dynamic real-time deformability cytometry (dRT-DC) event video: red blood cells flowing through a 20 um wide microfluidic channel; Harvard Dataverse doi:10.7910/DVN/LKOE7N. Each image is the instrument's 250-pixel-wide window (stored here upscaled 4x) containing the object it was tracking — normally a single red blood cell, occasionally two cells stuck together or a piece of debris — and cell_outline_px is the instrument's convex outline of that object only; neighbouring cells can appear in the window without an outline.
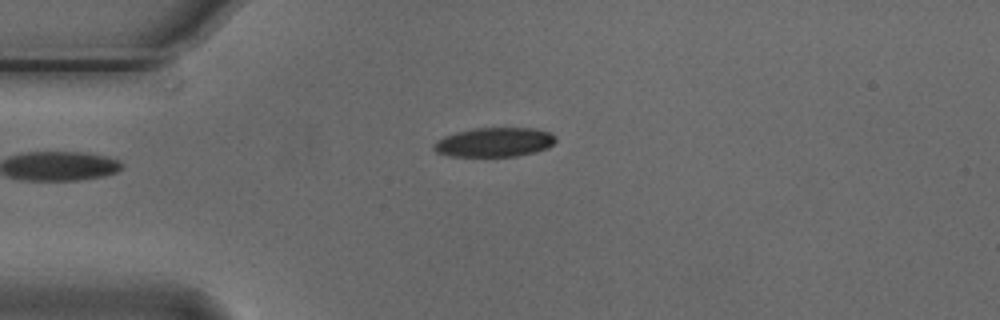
{"species": "Egyptian fruit bat (a non-hibernating species)", "species_latin": "Rousettus aegyptiacus", "temperature_condition": "cold", "stored_images_in_passage": 33, "camera_frame_rate_fps": 3000, "um_per_image_px": 0.085, "animal": {"sex": "male"}, "frame": {"image": 1, "passage_image": 1, "time_ms": 0.0, "image_size_px": [1000, 320], "cell_outline_px": [[556, 140], [548, 148], [536, 152], [516, 156], [448, 156], [436, 152], [432, 148], [432, 144], [436, 140], [444, 136], [456, 132], [476, 128], [536, 128], [548, 132], [556, 136]], "centroid_in_image_um": [42.0, 12.09], "position_along_channel_um": 43.0, "area_um2": 20.92}}
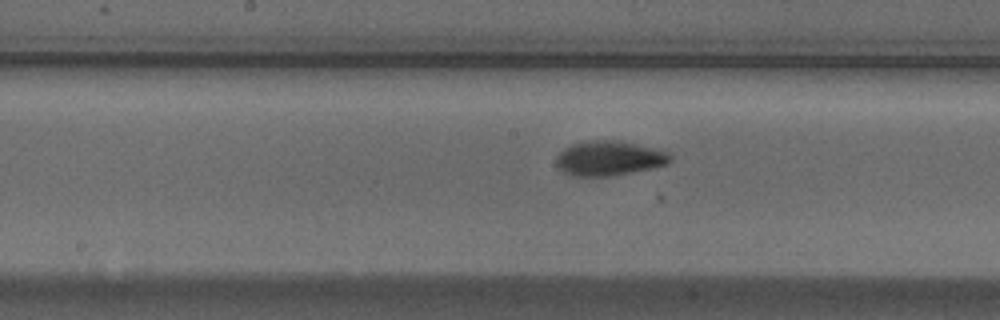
{"frame": {"image": 2, "passage_image": 15, "time_ms": 4.667, "image_size_px": [1000, 320], "cell_outline_px": [[672, 160], [668, 164], [652, 168], [632, 172], [608, 176], [572, 176], [564, 172], [556, 164], [556, 156], [564, 148], [572, 144], [592, 140], [612, 140], [652, 148], [668, 152], [672, 156]], "centroid_in_image_um": [51.76, 13.46], "position_along_channel_um": 196.4, "area_um2": 22.77}}
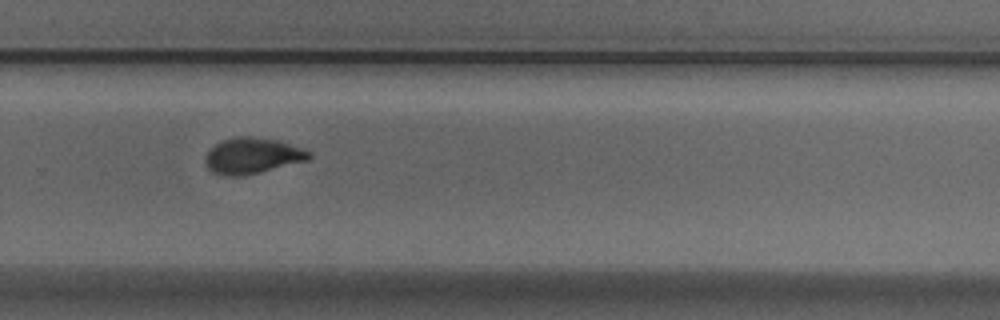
{"frame": {"image": 3, "passage_image": 24, "time_ms": 7.667, "image_size_px": [1000, 320], "cell_outline_px": [[312, 156], [308, 160], [244, 176], [224, 176], [212, 172], [204, 164], [204, 156], [216, 144], [224, 140], [236, 136], [252, 136], [276, 140], [304, 148], [312, 152]], "centroid_in_image_um": [21.45, 13.25], "position_along_channel_um": 308.4, "area_um2": 21.85}, "authors_computed_cell_mechanics": {"area_um2": 22.0796, "velocity_mm_per_s": 3.7487, "shape_relaxation_time_tau1_ms": 3.5139, "shape_relaxation_time_tau2_ms": 1.6678, "deformation_change_tau1": 0.1512, "deformation_change_tau2": 0.0587}}